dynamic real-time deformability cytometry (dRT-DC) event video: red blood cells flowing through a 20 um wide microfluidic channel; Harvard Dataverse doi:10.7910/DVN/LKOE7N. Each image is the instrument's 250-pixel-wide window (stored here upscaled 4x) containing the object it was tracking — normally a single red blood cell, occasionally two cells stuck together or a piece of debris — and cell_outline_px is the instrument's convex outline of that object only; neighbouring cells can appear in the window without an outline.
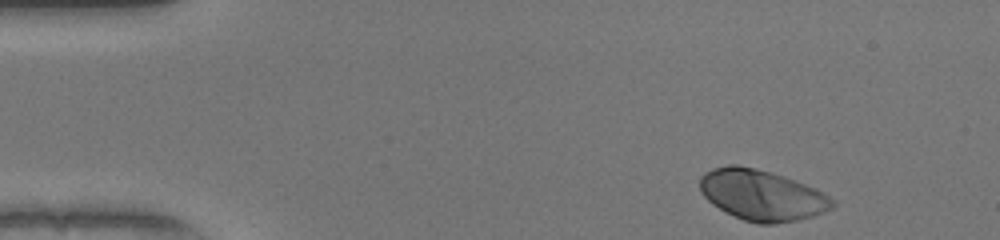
{"species": "human", "species_latin": "Homo sapiens", "temperature_condition": "warm", "stored_images_in_passage": 46, "camera_frame_rate_fps": 3000, "um_per_image_px": 0.085, "donor": {"sex": "female"}, "frame": {"image": 1, "passage_image": 1, "time_ms": 0.0, "image_size_px": [1000, 240], "cell_outline_px": [[836, 204], [832, 208], [824, 212], [812, 216], [796, 220], [772, 224], [756, 224], [744, 220], [712, 204], [700, 192], [700, 176], [704, 172], [712, 168], [728, 164], [736, 164], [756, 168], [816, 188], [836, 200]], "centroid_in_image_um": [64.75, 16.58], "position_along_channel_um": 20.3, "area_um2": 38.96}}
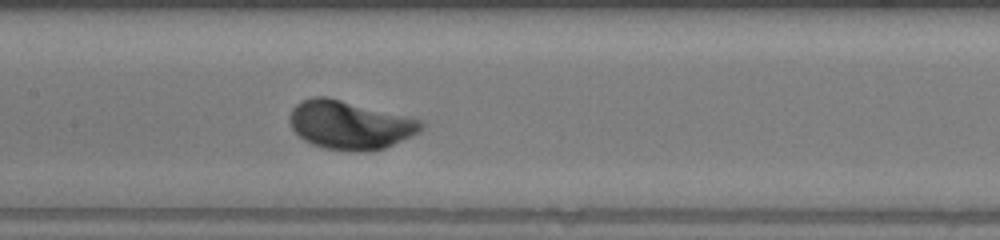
{"frame": {"image": 2, "passage_image": 20, "time_ms": 6.333, "image_size_px": [1000, 240], "cell_outline_px": [[424, 128], [420, 132], [412, 136], [384, 148], [368, 152], [356, 152], [324, 148], [312, 144], [304, 140], [292, 128], [288, 120], [288, 116], [292, 108], [300, 100], [312, 96], [324, 96], [420, 120], [424, 124]], "centroid_in_image_um": [29.7, 10.64], "position_along_channel_um": 177.7, "area_um2": 36.99}}
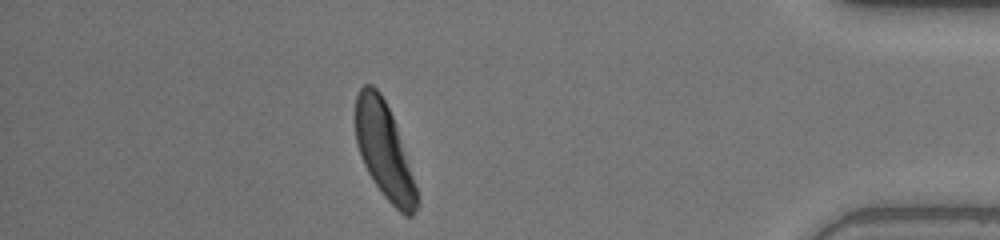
{"frame": {"image": 3, "passage_image": 40, "time_ms": 13.0, "image_size_px": [1000, 240], "cell_outline_px": [[420, 204], [412, 216], [404, 216], [384, 196], [368, 172], [360, 156], [356, 144], [356, 96], [360, 88], [364, 84], [372, 84], [380, 92], [392, 116], [420, 200]], "centroid_in_image_um": [32.64, 12.83], "position_along_channel_um": 402.6, "area_um2": 33.41}, "authors_computed_cell_mechanics": {"area_um2": 36.0961, "velocity_mm_per_s": 4.028, "shape_relaxation_time_tau1_ms": 1.7857, "shape_relaxation_time_tau2_ms": null, "deformation_change_tau1": 0.1584, "deformation_change_tau2": null}}